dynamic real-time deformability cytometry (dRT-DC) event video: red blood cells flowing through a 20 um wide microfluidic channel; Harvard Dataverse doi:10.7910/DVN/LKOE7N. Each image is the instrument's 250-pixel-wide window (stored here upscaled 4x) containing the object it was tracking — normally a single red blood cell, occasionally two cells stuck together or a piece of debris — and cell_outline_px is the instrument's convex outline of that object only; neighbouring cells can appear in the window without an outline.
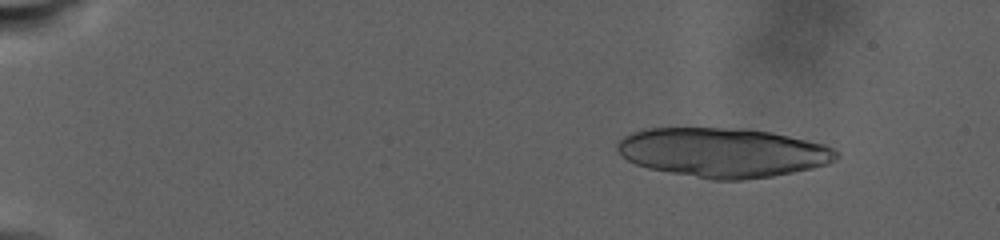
{"species": "human", "species_latin": "Homo sapiens", "temperature_condition": "warm", "stored_images_in_passage": 32, "camera_frame_rate_fps": 3000, "um_per_image_px": 0.085, "donor": {"sex": "male"}, "frame": {"image": 1, "passage_image": 11, "time_ms": 3.667, "image_size_px": [1000, 240], "cell_outline_px": [[840, 156], [836, 160], [828, 164], [812, 168], [772, 176], [744, 180], [712, 180], [648, 168], [636, 164], [628, 160], [616, 148], [616, 144], [624, 136], [632, 132], [648, 128], [748, 128], [772, 132], [824, 144], [840, 152]], "centroid_in_image_um": [61.48, 12.96], "position_along_channel_um": 23.5, "area_um2": 63.18}}